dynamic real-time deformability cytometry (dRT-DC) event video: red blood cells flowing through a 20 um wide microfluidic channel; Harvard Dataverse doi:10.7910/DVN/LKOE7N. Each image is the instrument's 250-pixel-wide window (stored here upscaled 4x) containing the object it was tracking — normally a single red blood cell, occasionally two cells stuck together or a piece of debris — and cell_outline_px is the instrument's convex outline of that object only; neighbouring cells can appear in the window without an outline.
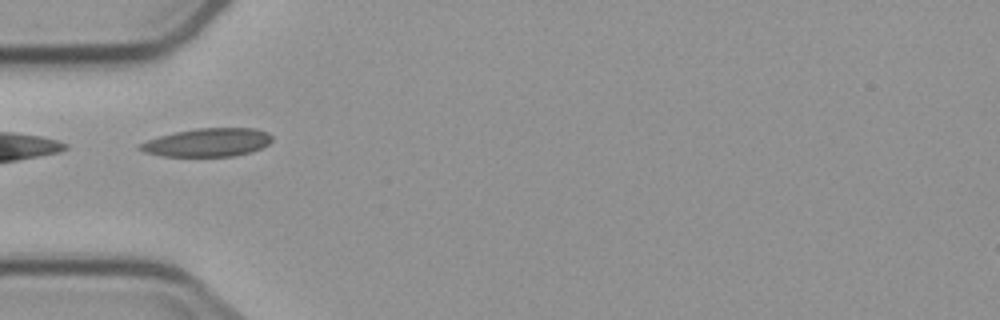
{"species": "common noctule bat (a hibernating species)", "species_latin": "Nyctalus noctula", "temperature_condition": "cold", "stored_images_in_passage": 6, "camera_frame_rate_fps": 3000, "um_per_image_px": 0.085, "animal": {"sex": "male", "body_mass_g": 23.1, "forearm_length_mm": 52.7}, "frame": {"image": 1, "passage_image": 1, "time_ms": 0.0, "image_size_px": [1000, 320], "cell_outline_px": [[272, 140], [268, 144], [252, 152], [232, 156], [160, 156], [144, 152], [136, 148], [140, 144], [148, 140], [160, 136], [176, 132], [196, 128], [256, 128], [268, 132], [272, 136]], "centroid_in_image_um": [17.65, 12.11], "position_along_channel_um": 67.3, "area_um2": 21.79}}
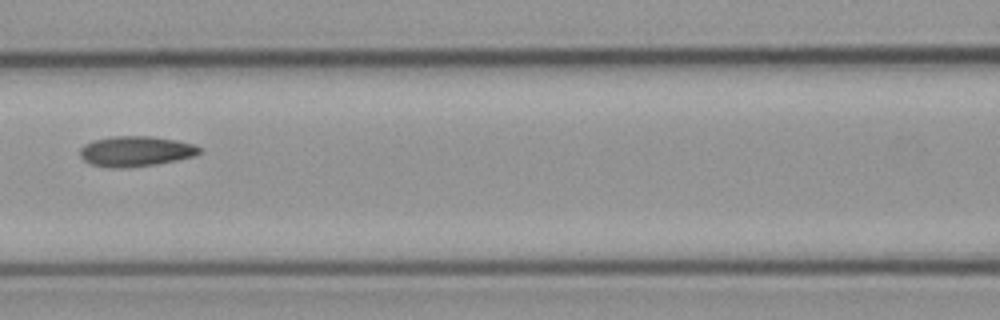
{"frame": {"image": 2, "passage_image": 3, "time_ms": 2.333, "image_size_px": [1000, 320], "cell_outline_px": [[200, 152], [192, 156], [176, 160], [156, 164], [120, 168], [108, 168], [92, 164], [84, 160], [80, 156], [80, 148], [84, 144], [92, 140], [112, 136], [152, 136], [176, 140], [192, 144], [200, 148]], "centroid_in_image_um": [11.48, 12.85], "position_along_channel_um": 155.1, "area_um2": 20.98}}
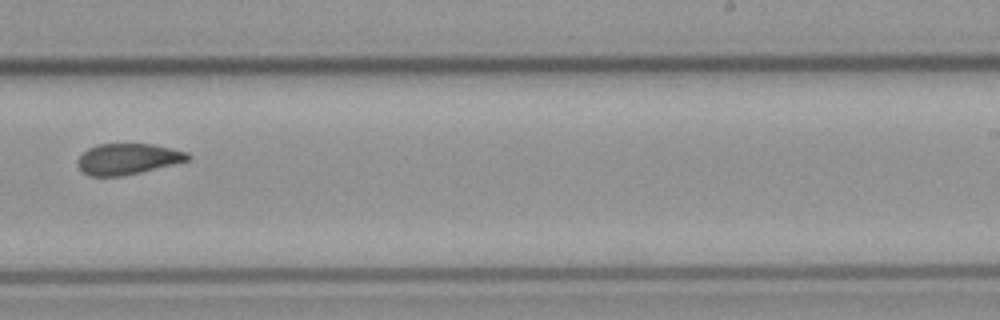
{"frame": {"image": 3, "passage_image": 6, "time_ms": 5.667, "image_size_px": [1000, 320], "cell_outline_px": [[192, 156], [188, 160], [172, 164], [120, 176], [88, 176], [76, 164], [76, 160], [88, 148], [100, 144], [152, 144], [188, 152]], "centroid_in_image_um": [10.83, 13.5], "position_along_channel_um": 278.2, "area_um2": 19.54}}